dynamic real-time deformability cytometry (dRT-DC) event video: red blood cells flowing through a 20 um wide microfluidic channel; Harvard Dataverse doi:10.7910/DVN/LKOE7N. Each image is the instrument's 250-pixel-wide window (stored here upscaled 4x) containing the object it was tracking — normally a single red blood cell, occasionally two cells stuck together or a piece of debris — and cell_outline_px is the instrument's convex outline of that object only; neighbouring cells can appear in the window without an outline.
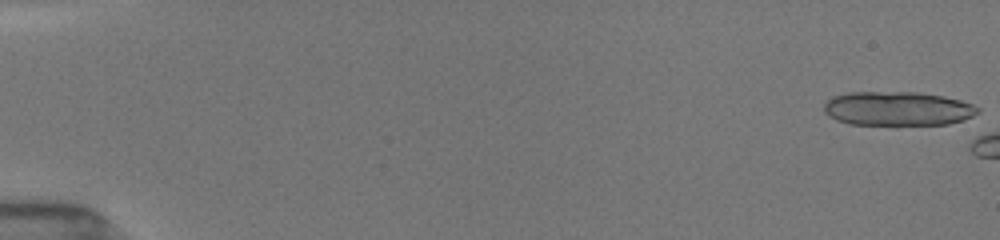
{"species": "common noctule bat (a hibernating species)", "species_latin": "Nyctalus noctula", "temperature_condition": "room temperature", "stored_images_in_passage": 15, "camera_frame_rate_fps": 3000, "um_per_image_px": 0.085, "animal": {"sex": "female", "body_mass_g": 19.5, "forearm_length_mm": 54.1}, "frame": {"image": 1, "passage_image": 1, "time_ms": 0.0, "image_size_px": [1000, 240], "cell_outline_px": [[980, 112], [964, 120], [948, 124], [848, 124], [836, 120], [828, 116], [824, 112], [824, 104], [832, 96], [848, 92], [920, 92], [944, 96], [960, 100], [972, 104], [980, 108]], "centroid_in_image_um": [76.3, 9.22], "position_along_channel_um": 8.7, "area_um2": 30.69}}